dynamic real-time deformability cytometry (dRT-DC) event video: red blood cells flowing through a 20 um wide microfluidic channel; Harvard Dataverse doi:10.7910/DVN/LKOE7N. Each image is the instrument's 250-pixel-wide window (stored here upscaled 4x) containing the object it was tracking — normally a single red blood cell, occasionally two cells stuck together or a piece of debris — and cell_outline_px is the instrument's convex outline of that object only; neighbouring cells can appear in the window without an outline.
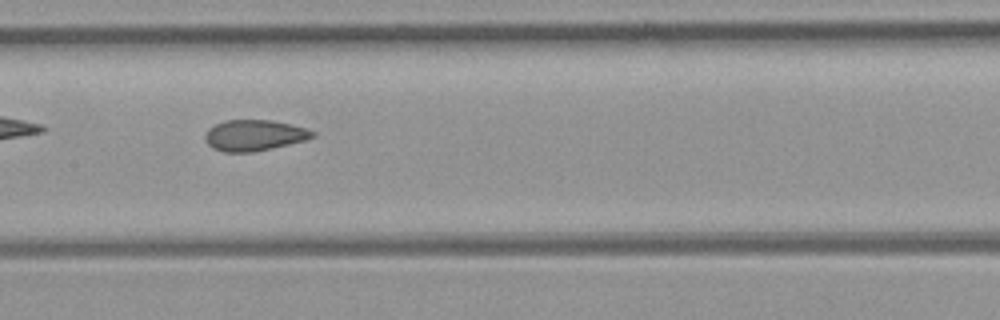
{"species": "common noctule bat (a hibernating species)", "species_latin": "Nyctalus noctula", "temperature_condition": "room temperature", "stored_images_in_passage": 33, "camera_frame_rate_fps": 3000, "um_per_image_px": 0.085, "animal": {"sex": "female", "body_mass_g": 21.9}, "frame": {"image": 1, "passage_image": 10, "time_ms": 3.0, "image_size_px": [1000, 320], "cell_outline_px": [[316, 136], [304, 140], [272, 148], [252, 152], [224, 152], [212, 148], [204, 140], [204, 132], [208, 128], [216, 124], [228, 120], [272, 120], [308, 128], [316, 132]], "centroid_in_image_um": [21.6, 11.5], "position_along_channel_um": 185.8, "area_um2": 19.48}}
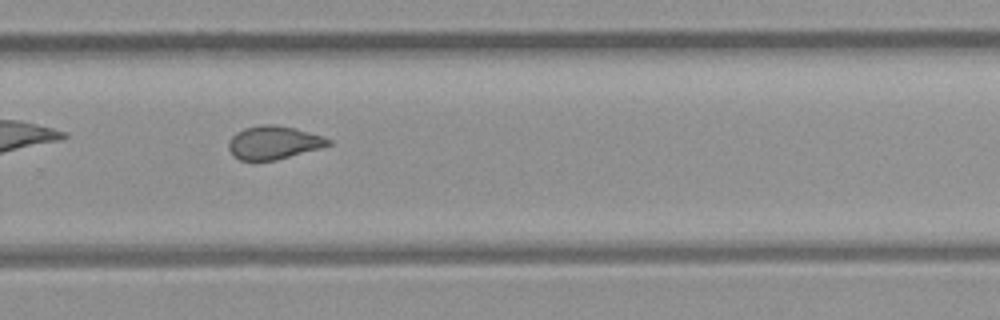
{"frame": {"image": 2, "passage_image": 19, "time_ms": 6.0, "image_size_px": [1000, 320], "cell_outline_px": [[332, 144], [320, 148], [276, 160], [240, 160], [228, 148], [228, 140], [236, 132], [244, 128], [264, 124], [276, 124], [296, 128], [332, 140]], "centroid_in_image_um": [23.25, 12.11], "position_along_channel_um": 306.5, "area_um2": 19.19}, "authors_computed_cell_mechanics": {"area_um2": 19.7676, "velocity_mm_per_s": 4.0507, "shape_relaxation_time_tau1_ms": null, "shape_relaxation_time_tau2_ms": 1.7829, "deformation_change_tau1": null, "deformation_change_tau2": 0.0746}}